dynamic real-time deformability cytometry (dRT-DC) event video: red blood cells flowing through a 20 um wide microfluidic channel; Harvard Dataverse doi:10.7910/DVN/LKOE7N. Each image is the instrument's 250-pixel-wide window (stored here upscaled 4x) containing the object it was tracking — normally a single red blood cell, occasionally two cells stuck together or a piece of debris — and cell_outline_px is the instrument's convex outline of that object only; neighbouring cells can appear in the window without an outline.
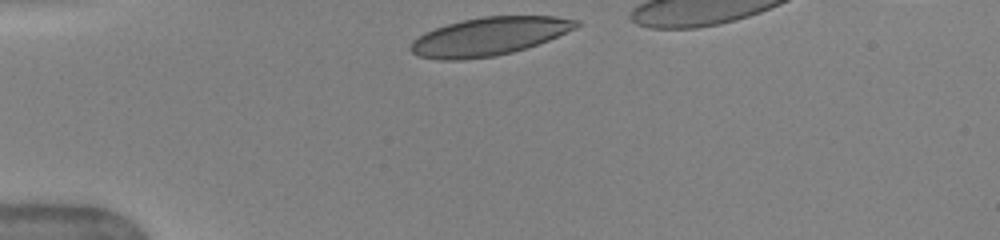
{"species": "human", "species_latin": "Homo sapiens", "temperature_condition": "warm", "stored_images_in_passage": 4, "camera_frame_rate_fps": 3000, "um_per_image_px": 0.085, "donor": {"sex": "female"}, "frame": {"image": 1, "passage_image": 1, "time_ms": 0.0, "image_size_px": [1000, 240], "cell_outline_px": [[580, 24], [576, 28], [548, 40], [512, 52], [496, 56], [464, 60], [436, 60], [420, 56], [412, 52], [408, 48], [412, 40], [424, 32], [448, 24], [464, 20], [484, 16], [556, 16], [580, 20]], "centroid_in_image_um": [41.55, 3.1], "position_along_channel_um": 43.5, "area_um2": 36.82}}